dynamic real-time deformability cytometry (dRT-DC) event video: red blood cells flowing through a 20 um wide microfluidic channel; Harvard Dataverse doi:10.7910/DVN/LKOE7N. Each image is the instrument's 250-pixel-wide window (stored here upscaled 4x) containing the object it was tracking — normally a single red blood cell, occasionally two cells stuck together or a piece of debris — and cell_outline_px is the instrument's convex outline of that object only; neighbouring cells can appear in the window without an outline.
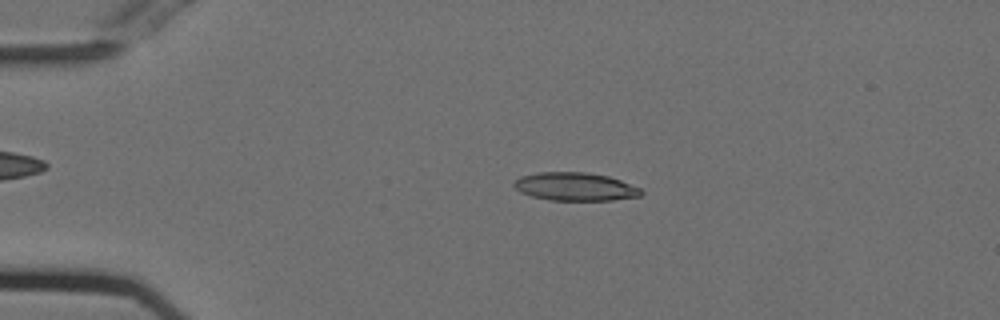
{"species": "Egyptian fruit bat (a non-hibernating species)", "species_latin": "Rousettus aegyptiacus", "temperature_condition": "cold", "stored_images_in_passage": 52, "camera_frame_rate_fps": 3000, "um_per_image_px": 0.085, "animal": {"sex": "female"}, "frame": {"image": 1, "passage_image": 9, "time_ms": 2.667, "image_size_px": [1000, 320], "cell_outline_px": [[644, 192], [640, 196], [612, 200], [548, 200], [532, 196], [520, 192], [512, 184], [520, 176], [540, 172], [588, 172], [608, 176], [620, 180], [640, 188]], "centroid_in_image_um": [48.89, 15.86], "position_along_channel_um": 36.1, "area_um2": 20.87}}
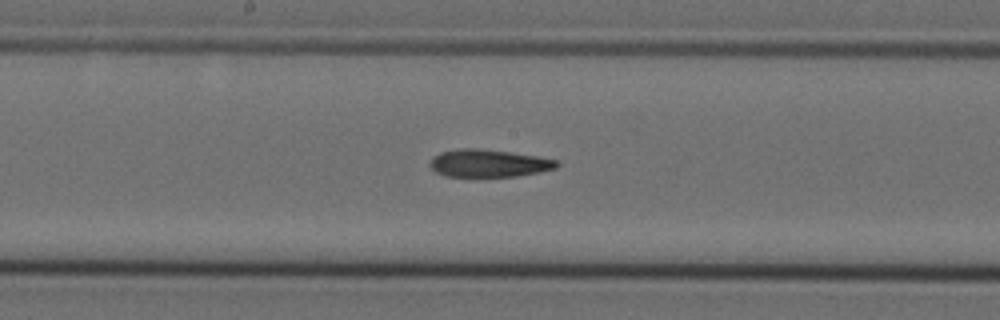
{"frame": {"image": 2, "passage_image": 26, "time_ms": 8.333, "image_size_px": [1000, 320], "cell_outline_px": [[560, 164], [556, 168], [540, 172], [516, 176], [444, 176], [436, 172], [428, 164], [432, 156], [440, 152], [464, 148], [476, 148], [540, 156], [560, 160]], "centroid_in_image_um": [41.56, 13.87], "position_along_channel_um": 206.6, "area_um2": 20.46}}
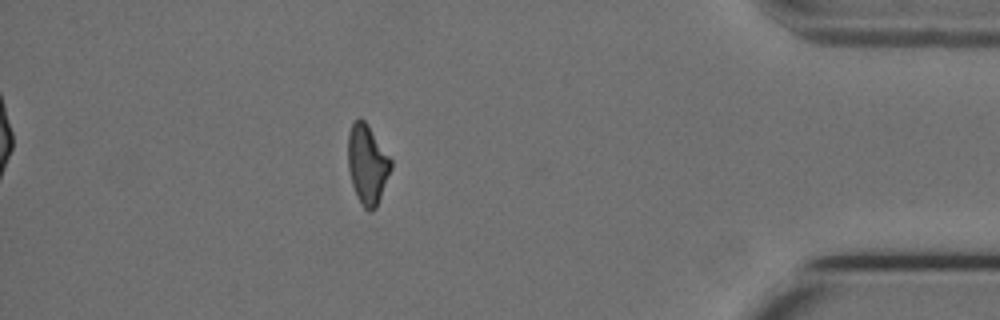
{"frame": {"image": 3, "passage_image": 45, "time_ms": 14.667, "image_size_px": [1000, 320], "cell_outline_px": [[392, 168], [376, 208], [372, 212], [368, 212], [360, 204], [356, 196], [352, 184], [348, 168], [348, 132], [352, 124], [360, 116], [368, 124], [392, 160]], "centroid_in_image_um": [31.22, 13.98], "position_along_channel_um": 404.0, "area_um2": 20.11}, "authors_computed_cell_mechanics": {"area_um2": 20.6635, "velocity_mm_per_s": 3.7442, "shape_relaxation_time_tau1_ms": null, "shape_relaxation_time_tau2_ms": 6.8963, "deformation_change_tau1": null, "deformation_change_tau2": 0.1798}}